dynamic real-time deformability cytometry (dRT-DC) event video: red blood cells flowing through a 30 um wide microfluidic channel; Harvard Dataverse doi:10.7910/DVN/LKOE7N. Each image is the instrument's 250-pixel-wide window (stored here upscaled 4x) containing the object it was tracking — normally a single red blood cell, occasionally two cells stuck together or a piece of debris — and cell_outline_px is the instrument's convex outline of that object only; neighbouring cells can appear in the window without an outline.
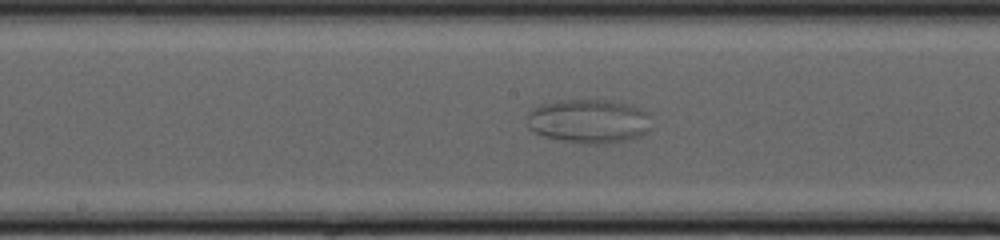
{"species": "common noctule bat (a hibernating species)", "species_latin": "Nyctalus noctula", "temperature_condition": "cold", "stored_images_in_passage": 35, "camera_frame_rate_fps": 3000, "um_per_image_px": 0.085, "animal": {"sex": "female", "body_mass_g": 20.0, "forearm_length_mm": 54.0}, "frame": {"image": 1, "passage_image": 12, "time_ms": 3.667, "image_size_px": [1000, 240], "cell_outline_px": [[648, 128], [640, 136], [624, 140], [604, 144], [584, 144], [560, 140], [544, 136], [528, 128], [528, 116], [532, 108], [540, 104], [560, 100], [608, 100], [628, 104], [648, 112]], "centroid_in_image_um": [50.0, 10.3], "position_along_channel_um": 198.2, "area_um2": 31.62}}
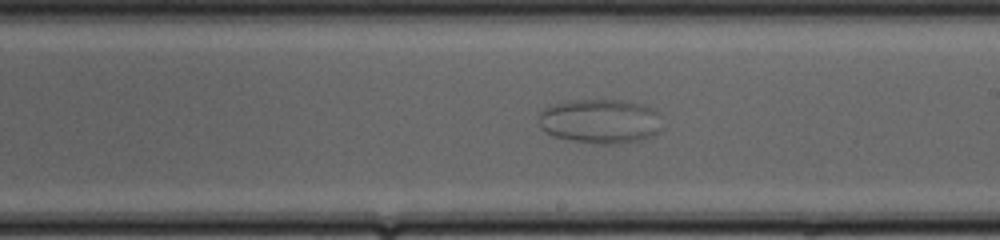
{"frame": {"image": 2, "passage_image": 15, "time_ms": 4.667, "image_size_px": [1000, 240], "cell_outline_px": [[660, 132], [644, 140], [616, 144], [596, 144], [572, 140], [556, 136], [544, 132], [540, 128], [540, 112], [556, 104], [568, 100], [620, 100], [640, 104], [652, 108], [656, 112]], "centroid_in_image_um": [51.02, 10.32], "position_along_channel_um": 238.0, "area_um2": 31.67}}